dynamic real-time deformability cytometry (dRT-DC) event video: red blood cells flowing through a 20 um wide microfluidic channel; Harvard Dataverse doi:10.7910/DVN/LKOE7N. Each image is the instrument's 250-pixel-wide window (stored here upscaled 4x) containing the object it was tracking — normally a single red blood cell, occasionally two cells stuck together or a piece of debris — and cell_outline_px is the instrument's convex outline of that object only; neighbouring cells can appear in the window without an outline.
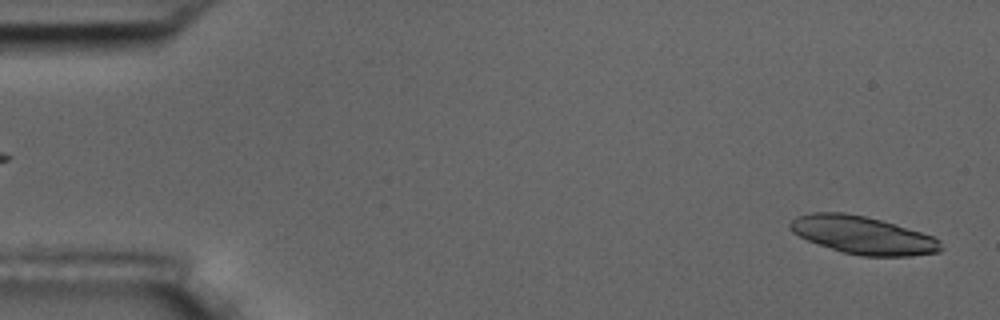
{"species": "common noctule bat (a hibernating species)", "species_latin": "Nyctalus noctula", "temperature_condition": "room temperature", "stored_images_in_passage": 5, "segment_of_instrument_passage": [2, 2], "camera_frame_rate_fps": 3000, "um_per_image_px": 0.085, "animal": {"sex": "male", "body_mass_g": 17.5, "forearm_length_mm": 52.3}, "frame": {"image": 1, "passage_image": 5, "time_ms": 5.667, "image_size_px": [1000, 320], "cell_outline_px": [[944, 248], [940, 252], [912, 256], [860, 256], [844, 252], [808, 240], [792, 232], [788, 228], [788, 224], [796, 216], [812, 212], [844, 212], [864, 216], [896, 224], [932, 236], [940, 240]], "centroid_in_image_um": [73.35, 19.98], "position_along_channel_um": 11.6, "area_um2": 33.18}}